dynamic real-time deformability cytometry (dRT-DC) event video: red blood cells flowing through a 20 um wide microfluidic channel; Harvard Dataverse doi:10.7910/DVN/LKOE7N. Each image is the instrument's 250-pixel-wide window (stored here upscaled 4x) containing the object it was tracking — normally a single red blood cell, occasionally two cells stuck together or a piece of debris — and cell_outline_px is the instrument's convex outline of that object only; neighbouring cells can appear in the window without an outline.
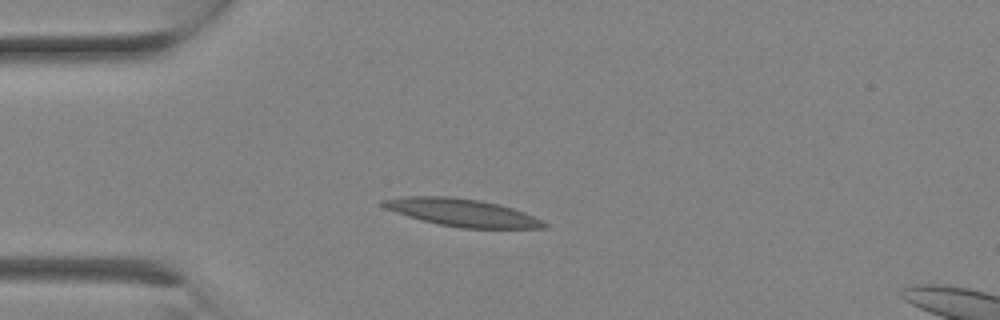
{"species": "Egyptian fruit bat (a non-hibernating species)", "species_latin": "Rousettus aegyptiacus", "temperature_condition": "room temperature", "stored_images_in_passage": 2, "segment_of_instrument_passage": [1, 2], "camera_frame_rate_fps": 3000, "um_per_image_px": 0.085, "animal": {"sex": "female"}, "frame": {"image": 1, "passage_image": 1, "time_ms": 0.0, "image_size_px": [1000, 320], "cell_outline_px": [[548, 228], [460, 228], [440, 224], [408, 216], [384, 208], [380, 204], [380, 200], [408, 196], [452, 196], [480, 200], [512, 208], [524, 212], [548, 224]], "centroid_in_image_um": [39.26, 18.06], "position_along_channel_um": 45.7, "area_um2": 25.61}}